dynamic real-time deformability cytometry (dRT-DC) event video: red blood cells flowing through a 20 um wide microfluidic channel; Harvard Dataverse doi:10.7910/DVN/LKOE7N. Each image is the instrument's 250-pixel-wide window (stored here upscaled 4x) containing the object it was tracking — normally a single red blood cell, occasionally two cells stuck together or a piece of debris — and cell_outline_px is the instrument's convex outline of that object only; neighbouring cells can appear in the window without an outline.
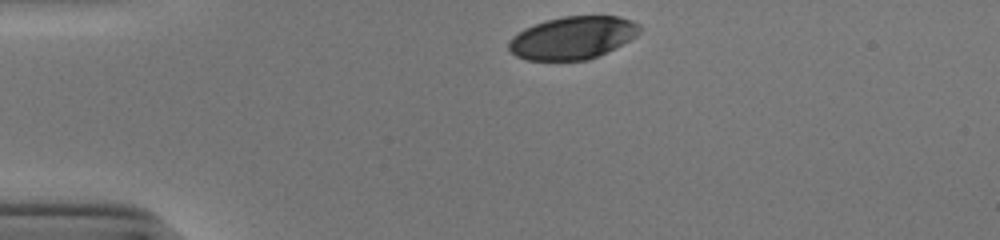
{"species": "human", "species_latin": "Homo sapiens", "temperature_condition": "cold", "stored_images_in_passage": 32, "camera_frame_rate_fps": 3000, "um_per_image_px": 0.085, "donor": {"sex": "male"}, "frame": {"image": 1, "passage_image": 1, "time_ms": 0.0, "image_size_px": [1000, 240], "cell_outline_px": [[640, 32], [636, 36], [588, 60], [528, 60], [516, 56], [508, 48], [508, 40], [512, 36], [524, 28], [548, 20], [564, 16], [620, 16], [632, 20], [640, 24]], "centroid_in_image_um": [48.65, 3.2], "position_along_channel_um": 36.3, "area_um2": 32.25}}
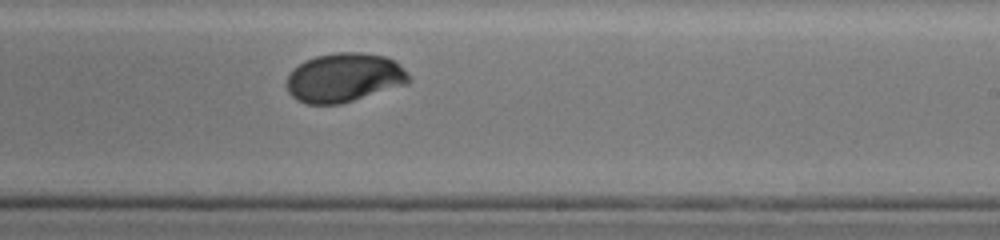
{"frame": {"image": 2, "passage_image": 22, "time_ms": 7.0, "image_size_px": [1000, 240], "cell_outline_px": [[412, 80], [408, 84], [340, 104], [308, 104], [296, 100], [288, 92], [288, 76], [292, 68], [304, 60], [316, 56], [336, 52], [360, 52], [388, 56], [396, 60], [408, 72]], "centroid_in_image_um": [29.29, 6.58], "position_along_channel_um": 259.7, "area_um2": 35.32}}
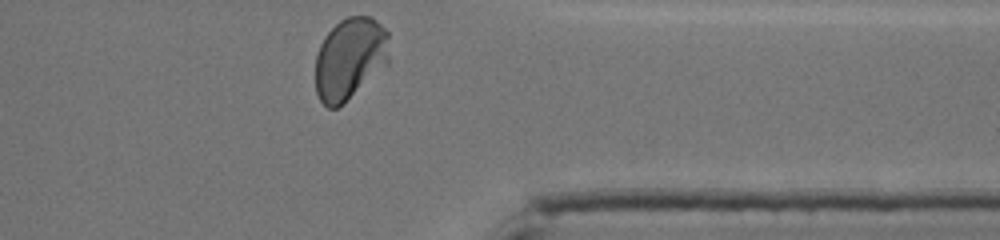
{"frame": {"image": 3, "passage_image": 32, "time_ms": 10.333, "image_size_px": [1000, 240], "cell_outline_px": [[388, 64], [344, 104], [336, 108], [328, 108], [320, 100], [316, 92], [316, 56], [320, 44], [324, 36], [340, 20], [348, 16], [368, 16], [376, 20], [388, 32]], "centroid_in_image_um": [29.73, 4.99], "position_along_channel_um": 381.7, "area_um2": 35.37}, "authors_computed_cell_mechanics": {"area_um2": 34.8823, "velocity_mm_per_s": 3.8729, "shape_relaxation_time_tau1_ms": 3.2173, "shape_relaxation_time_tau2_ms": null, "deformation_change_tau1": 0.133, "deformation_change_tau2": null}}